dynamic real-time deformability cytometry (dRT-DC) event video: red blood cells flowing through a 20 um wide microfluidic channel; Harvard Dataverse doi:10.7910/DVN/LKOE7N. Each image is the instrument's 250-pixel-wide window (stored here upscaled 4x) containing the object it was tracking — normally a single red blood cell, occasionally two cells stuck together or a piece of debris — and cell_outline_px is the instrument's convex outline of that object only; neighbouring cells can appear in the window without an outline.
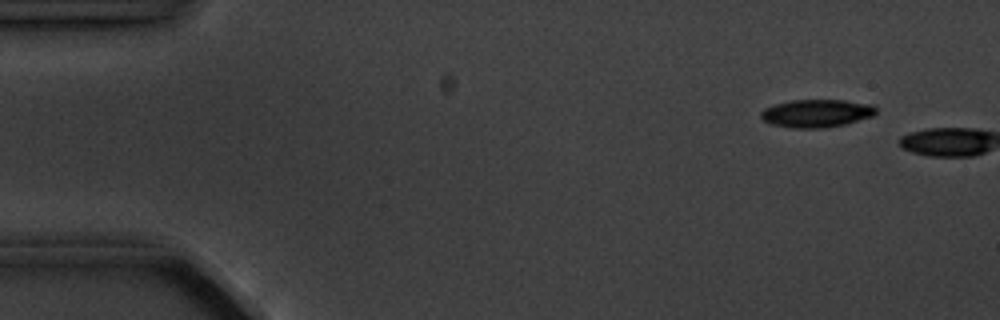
{"species": "common noctule bat (a hibernating species)", "species_latin": "Nyctalus noctula", "temperature_condition": "cold", "stored_images_in_passage": 3, "camera_frame_rate_fps": 3000, "um_per_image_px": 0.085, "animal": {"sex": "male", "body_mass_g": 20.1, "forearm_length_mm": 53.5}, "frame": {"image": 1, "passage_image": 2, "time_ms": 1.0, "image_size_px": [1000, 320], "cell_outline_px": [[876, 112], [872, 116], [848, 124], [824, 128], [792, 128], [772, 124], [764, 120], [760, 116], [760, 112], [764, 108], [776, 104], [792, 100], [844, 100], [876, 104]], "centroid_in_image_um": [69.45, 9.63], "position_along_channel_um": 15.6, "area_um2": 18.9}}